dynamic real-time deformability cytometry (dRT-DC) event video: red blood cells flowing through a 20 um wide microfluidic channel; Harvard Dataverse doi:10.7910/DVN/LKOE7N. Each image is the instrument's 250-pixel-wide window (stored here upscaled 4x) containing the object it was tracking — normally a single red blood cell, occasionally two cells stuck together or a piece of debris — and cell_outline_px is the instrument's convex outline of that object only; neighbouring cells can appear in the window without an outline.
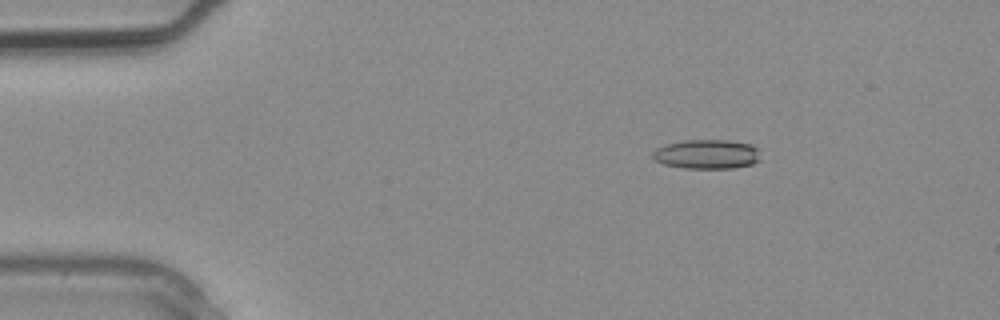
{"species": "common noctule bat (a hibernating species)", "species_latin": "Nyctalus noctula", "temperature_condition": "warm", "stored_images_in_passage": 3, "camera_frame_rate_fps": 3000, "um_per_image_px": 0.085, "animal": {"sex": "male", "body_mass_g": 20.4}, "frame": {"image": 1, "passage_image": 2, "time_ms": 0.333, "image_size_px": [1000, 320], "cell_outline_px": [[760, 160], [752, 164], [732, 168], [684, 168], [664, 164], [656, 160], [652, 156], [652, 152], [656, 148], [668, 144], [684, 140], [728, 140], [752, 144], [756, 148]], "centroid_in_image_um": [60.08, 13.1], "position_along_channel_um": 24.9, "area_um2": 18.32}}